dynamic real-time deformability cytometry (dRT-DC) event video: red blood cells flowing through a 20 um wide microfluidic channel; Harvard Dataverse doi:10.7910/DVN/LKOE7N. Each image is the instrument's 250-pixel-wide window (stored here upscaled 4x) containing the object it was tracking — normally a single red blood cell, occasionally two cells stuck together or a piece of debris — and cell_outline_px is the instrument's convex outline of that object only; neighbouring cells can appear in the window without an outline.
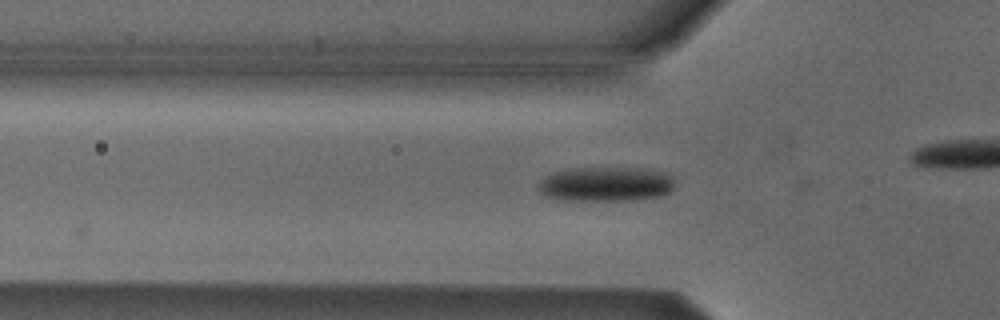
{"species": "Egyptian fruit bat (a non-hibernating species)", "species_latin": "Rousettus aegyptiacus", "temperature_condition": "cold", "stored_images_in_passage": 5, "camera_frame_rate_fps": 3000, "um_per_image_px": 0.085, "animal": {"sex": "male"}, "frame": {"image": 1, "passage_image": 4, "time_ms": 1.0, "image_size_px": [1000, 320], "cell_outline_px": [[672, 188], [668, 192], [660, 196], [632, 200], [560, 200], [544, 196], [536, 188], [536, 184], [544, 176], [552, 172], [568, 168], [652, 168], [672, 176]], "centroid_in_image_um": [51.41, 15.64], "position_along_channel_um": 74.4, "area_um2": 27.86}}